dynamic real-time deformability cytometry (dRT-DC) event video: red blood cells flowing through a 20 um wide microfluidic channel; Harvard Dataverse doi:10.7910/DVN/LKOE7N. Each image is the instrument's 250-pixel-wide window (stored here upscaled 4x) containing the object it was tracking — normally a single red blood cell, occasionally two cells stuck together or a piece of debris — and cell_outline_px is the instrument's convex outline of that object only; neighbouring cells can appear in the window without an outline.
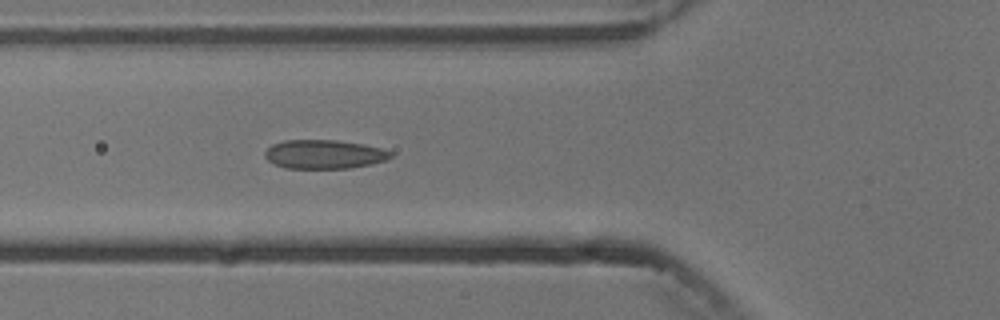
{"species": "common noctule bat (a hibernating species)", "species_latin": "Nyctalus noctula", "temperature_condition": "cold", "stored_images_in_passage": 5, "camera_frame_rate_fps": 3000, "um_per_image_px": 0.085, "animal": {"sex": "male", "body_mass_g": 13.3}, "frame": {"image": 1, "passage_image": 5, "time_ms": 5.333, "image_size_px": [1000, 320], "cell_outline_px": [[392, 156], [388, 160], [372, 164], [348, 168], [288, 168], [276, 164], [268, 160], [264, 156], [264, 152], [272, 144], [284, 140], [336, 140], [364, 144], [380, 148], [392, 152]], "centroid_in_image_um": [27.57, 13.11], "position_along_channel_um": 98.2, "area_um2": 21.15}}